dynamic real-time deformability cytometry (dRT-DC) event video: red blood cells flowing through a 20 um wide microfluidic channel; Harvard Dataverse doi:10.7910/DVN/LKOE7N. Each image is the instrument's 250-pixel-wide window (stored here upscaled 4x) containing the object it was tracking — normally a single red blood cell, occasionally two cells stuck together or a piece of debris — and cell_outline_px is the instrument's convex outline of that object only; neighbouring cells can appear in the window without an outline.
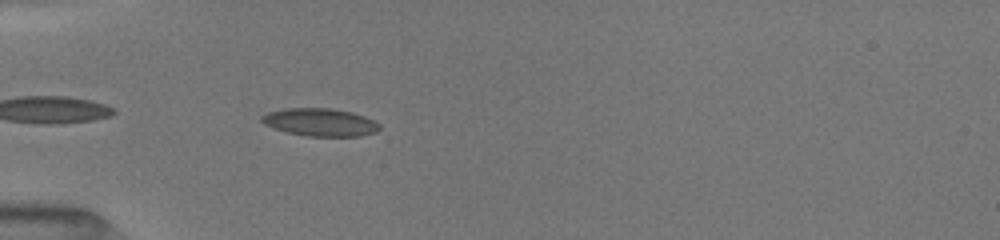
{"species": "common noctule bat (a hibernating species)", "species_latin": "Nyctalus noctula", "temperature_condition": "room temperature", "stored_images_in_passage": 28, "camera_frame_rate_fps": 3000, "um_per_image_px": 0.085, "animal": {"sex": "female", "body_mass_g": 19.5, "forearm_length_mm": 54.1}, "frame": {"image": 1, "passage_image": 15, "time_ms": 5.333, "image_size_px": [1000, 240], "cell_outline_px": [[380, 128], [376, 132], [360, 136], [304, 136], [288, 132], [264, 124], [260, 120], [260, 116], [268, 112], [284, 108], [332, 108], [352, 112], [364, 116], [380, 124]], "centroid_in_image_um": [27.21, 10.38], "position_along_channel_um": 57.8, "area_um2": 19.07}}
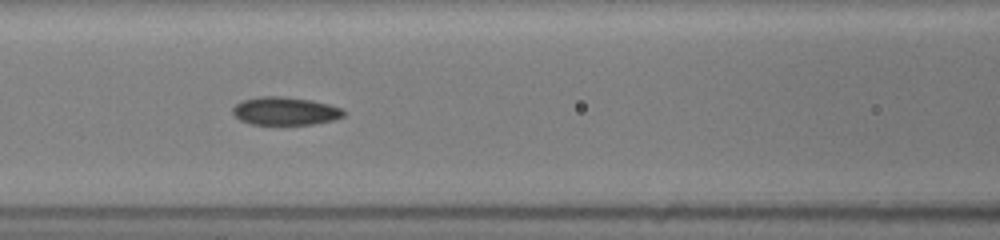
{"frame": {"image": 2, "passage_image": 21, "time_ms": 7.667, "image_size_px": [1000, 240], "cell_outline_px": [[344, 116], [332, 120], [312, 124], [252, 124], [240, 120], [232, 112], [232, 108], [240, 100], [260, 96], [280, 96], [312, 100], [344, 108]], "centroid_in_image_um": [24.23, 9.42], "position_along_channel_um": 142.4, "area_um2": 18.15}}
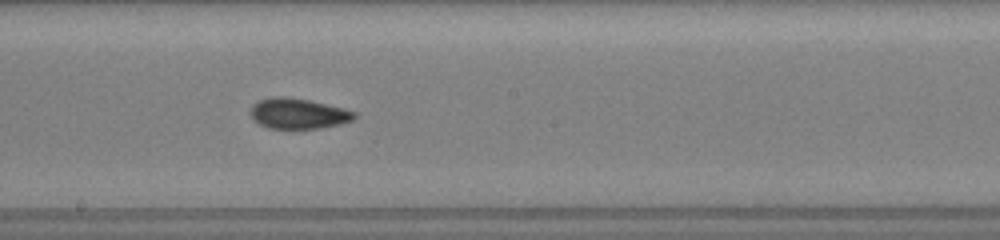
{"frame": {"image": 3, "passage_image": 25, "time_ms": 9.667, "image_size_px": [1000, 240], "cell_outline_px": [[356, 116], [352, 120], [340, 124], [320, 128], [268, 128], [252, 120], [248, 112], [252, 104], [256, 100], [272, 96], [284, 96], [308, 100], [344, 108], [356, 112]], "centroid_in_image_um": [25.27, 9.64], "position_along_channel_um": 222.9, "area_um2": 18.67}}